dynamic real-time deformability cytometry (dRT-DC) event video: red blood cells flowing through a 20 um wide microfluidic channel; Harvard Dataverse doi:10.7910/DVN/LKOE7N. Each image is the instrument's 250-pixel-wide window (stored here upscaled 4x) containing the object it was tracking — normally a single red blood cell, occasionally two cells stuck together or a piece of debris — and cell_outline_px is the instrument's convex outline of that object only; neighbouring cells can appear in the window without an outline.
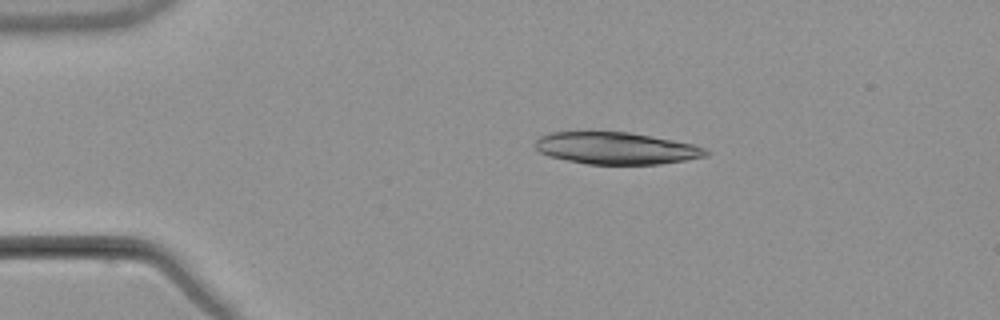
{"species": "common noctule bat (a hibernating species)", "species_latin": "Nyctalus noctula", "temperature_condition": "warm", "stored_images_in_passage": 6, "camera_frame_rate_fps": 3000, "um_per_image_px": 0.085, "animal": {"sex": "male", "body_mass_g": 21.5, "forearm_length_mm": 52.0}, "frame": {"image": 1, "passage_image": 3, "time_ms": 2.667, "image_size_px": [1000, 320], "cell_outline_px": [[712, 152], [704, 156], [684, 160], [660, 164], [588, 164], [548, 156], [540, 152], [536, 148], [536, 140], [540, 136], [548, 132], [628, 132], [672, 140], [692, 144], [704, 148]], "centroid_in_image_um": [52.35, 12.6], "position_along_channel_um": 32.6, "area_um2": 31.5}}